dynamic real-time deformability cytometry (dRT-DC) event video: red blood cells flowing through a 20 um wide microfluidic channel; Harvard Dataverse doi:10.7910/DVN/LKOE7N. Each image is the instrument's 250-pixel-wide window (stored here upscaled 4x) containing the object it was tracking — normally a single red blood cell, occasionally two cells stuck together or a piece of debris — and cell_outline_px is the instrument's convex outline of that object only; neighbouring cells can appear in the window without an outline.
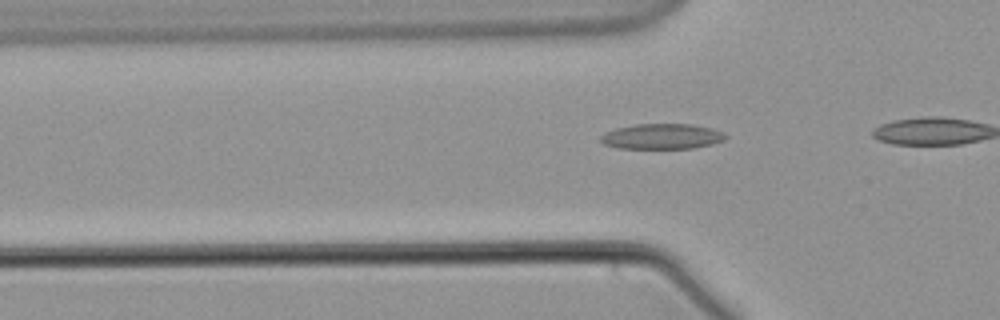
{"species": "common noctule bat (a hibernating species)", "species_latin": "Nyctalus noctula", "temperature_condition": "warm", "stored_images_in_passage": 37, "camera_frame_rate_fps": 3000, "um_per_image_px": 0.085, "animal": {"sex": "male", "body_mass_g": 21.5, "forearm_length_mm": 52.0}, "frame": {"image": 1, "passage_image": 11, "time_ms": 3.333, "image_size_px": [1000, 320], "cell_outline_px": [[728, 136], [724, 140], [712, 144], [692, 148], [620, 148], [604, 144], [600, 140], [600, 136], [604, 132], [616, 128], [636, 124], [692, 124], [712, 128], [724, 132]], "centroid_in_image_um": [56.28, 11.59], "position_along_channel_um": 69.5, "area_um2": 18.5}}